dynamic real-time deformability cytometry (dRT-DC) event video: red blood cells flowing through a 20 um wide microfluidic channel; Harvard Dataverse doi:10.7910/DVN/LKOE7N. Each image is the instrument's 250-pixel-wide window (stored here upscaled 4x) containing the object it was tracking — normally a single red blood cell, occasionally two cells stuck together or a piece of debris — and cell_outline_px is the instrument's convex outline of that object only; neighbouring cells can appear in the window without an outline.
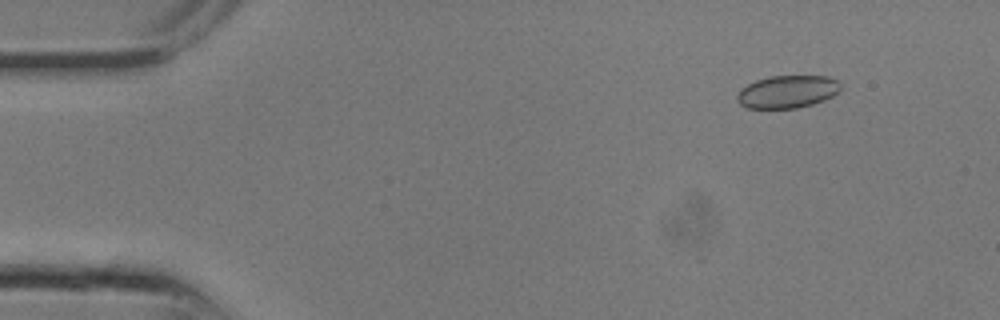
{"species": "common noctule bat (a hibernating species)", "species_latin": "Nyctalus noctula", "temperature_condition": "room temperature", "stored_images_in_passage": 8, "camera_frame_rate_fps": 3000, "um_per_image_px": 0.085, "animal": {"sex": "male", "body_mass_g": 13.3}, "frame": {"image": 1, "passage_image": 3, "time_ms": 0.667, "image_size_px": [1000, 320], "cell_outline_px": [[840, 92], [824, 100], [812, 104], [796, 108], [748, 108], [740, 104], [736, 100], [736, 96], [740, 88], [756, 80], [768, 76], [828, 76], [840, 80]], "centroid_in_image_um": [66.93, 7.79], "position_along_channel_um": 18.1, "area_um2": 19.88}}
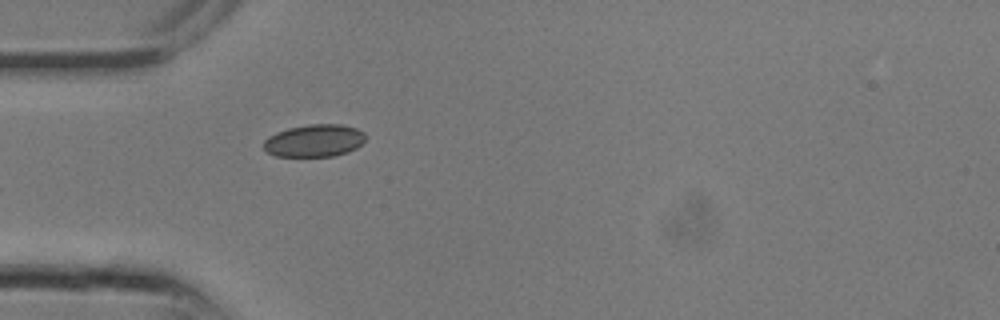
{"frame": {"image": 2, "passage_image": 8, "time_ms": 2.333, "image_size_px": [1000, 320], "cell_outline_px": [[364, 140], [356, 148], [348, 152], [336, 156], [276, 156], [268, 152], [264, 148], [264, 140], [268, 136], [276, 132], [288, 128], [308, 124], [340, 124], [356, 128], [364, 132]], "centroid_in_image_um": [26.71, 11.95], "position_along_channel_um": 58.3, "area_um2": 19.25}}